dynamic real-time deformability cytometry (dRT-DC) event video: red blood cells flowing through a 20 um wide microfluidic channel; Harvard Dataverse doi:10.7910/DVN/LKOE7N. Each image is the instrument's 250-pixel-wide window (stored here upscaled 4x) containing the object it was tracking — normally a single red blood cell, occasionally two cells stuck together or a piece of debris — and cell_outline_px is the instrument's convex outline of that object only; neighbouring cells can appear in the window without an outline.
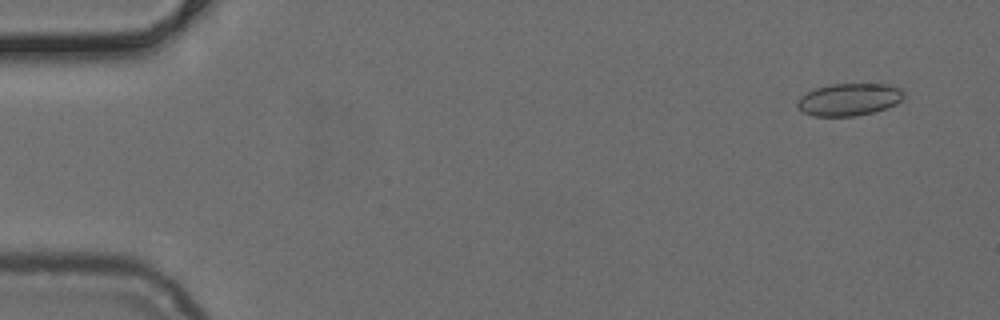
{"species": "common noctule bat (a hibernating species)", "species_latin": "Nyctalus noctula", "temperature_condition": "cold", "stored_images_in_passage": 55, "camera_frame_rate_fps": 3000, "um_per_image_px": 0.085, "animal": {"sex": "female", "body_mass_g": 24.6, "forearm_length_mm": 56.2}, "frame": {"image": 1, "passage_image": 4, "time_ms": 1.0, "image_size_px": [1000, 320], "cell_outline_px": [[904, 96], [896, 104], [872, 112], [856, 116], [812, 116], [804, 112], [796, 104], [800, 96], [816, 88], [832, 84], [888, 84], [900, 88], [904, 92]], "centroid_in_image_um": [72.17, 8.45], "position_along_channel_um": 12.8, "area_um2": 19.88}}
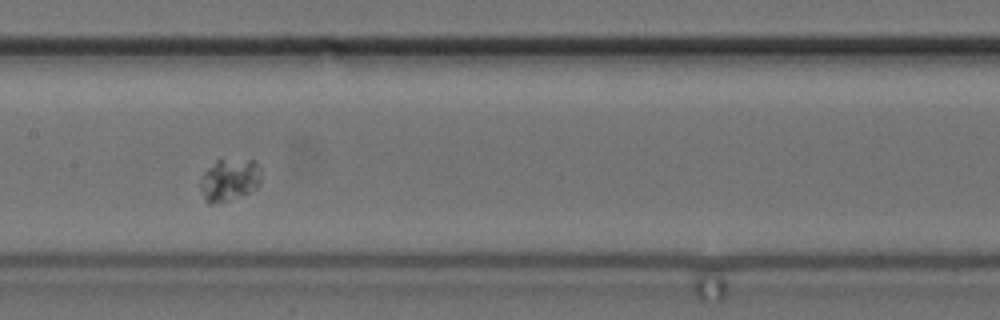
{"frame": {"image": 2, "passage_image": 28, "time_ms": 9.0, "image_size_px": [1000, 320], "cell_outline_px": [[260, 184], [256, 188], [248, 192], [228, 200], [212, 204], [208, 204], [200, 188], [200, 180], [204, 172], [220, 156], [252, 160], [260, 168]], "centroid_in_image_um": [19.49, 15.23], "position_along_channel_um": 187.9, "area_um2": 15.2}}
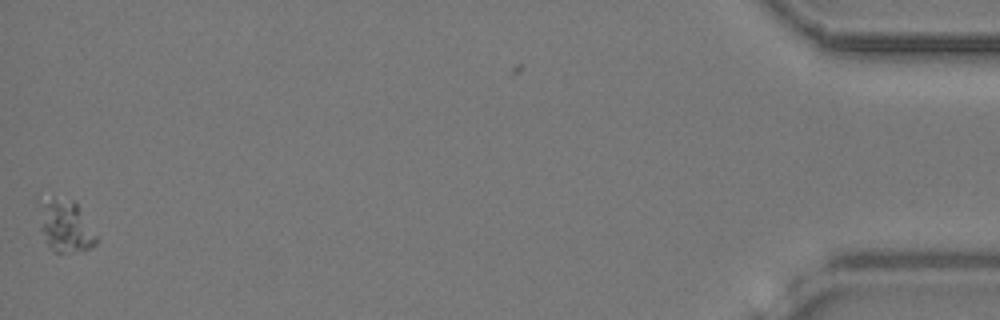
{"frame": {"image": 3, "passage_image": 54, "time_ms": 17.667, "image_size_px": [1000, 320], "cell_outline_px": [[100, 240], [92, 248], [64, 252], [56, 252], [48, 244], [40, 228], [36, 204], [36, 192], [72, 200], [76, 204]], "centroid_in_image_um": [5.45, 19.07], "position_along_channel_um": 429.8, "area_um2": 18.15}}